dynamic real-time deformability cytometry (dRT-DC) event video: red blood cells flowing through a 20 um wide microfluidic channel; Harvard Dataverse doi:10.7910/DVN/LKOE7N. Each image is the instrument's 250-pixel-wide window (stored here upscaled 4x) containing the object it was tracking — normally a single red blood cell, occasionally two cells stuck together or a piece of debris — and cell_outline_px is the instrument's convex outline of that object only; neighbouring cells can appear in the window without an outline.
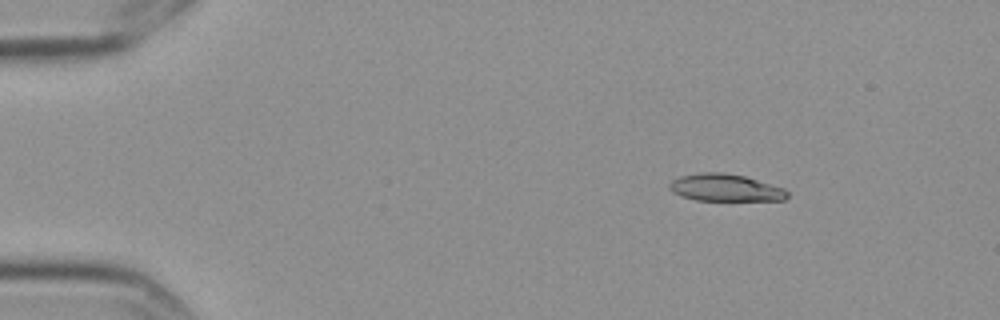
{"species": "Egyptian fruit bat (a non-hibernating species)", "species_latin": "Rousettus aegyptiacus", "temperature_condition": "cold", "stored_images_in_passage": 7, "camera_frame_rate_fps": 3000, "um_per_image_px": 0.085, "frame": {"image": 1, "passage_image": 3, "time_ms": 0.667, "image_size_px": [1000, 320], "cell_outline_px": [[788, 196], [784, 200], [696, 200], [680, 196], [672, 192], [668, 188], [668, 184], [672, 180], [680, 176], [700, 172], [724, 172], [744, 176], [784, 188], [788, 192]], "centroid_in_image_um": [61.61, 15.95], "position_along_channel_um": 23.4, "area_um2": 18.73}}
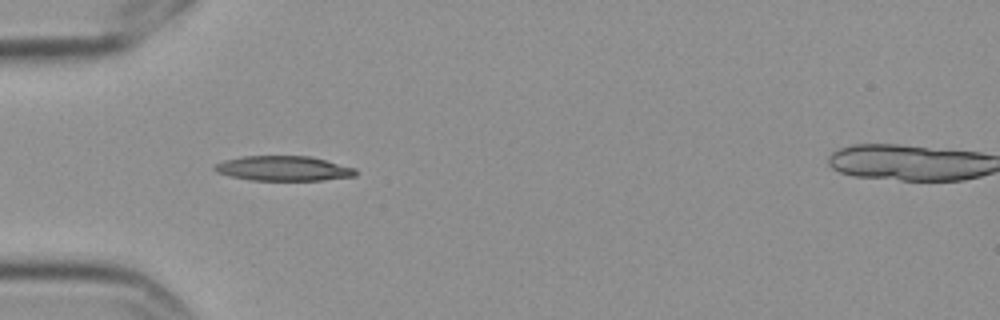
{"frame": {"image": 2, "passage_image": 6, "time_ms": 1.667, "image_size_px": [1000, 320], "cell_outline_px": [[356, 176], [324, 180], [248, 180], [216, 172], [212, 168], [216, 164], [224, 160], [244, 156], [312, 156], [356, 168]], "centroid_in_image_um": [24.11, 14.31], "position_along_channel_um": 60.9, "area_um2": 20.46}}
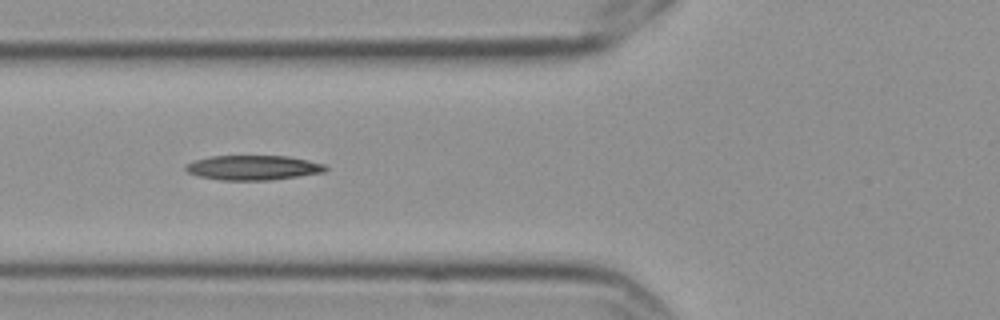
{"frame": {"image": 3, "passage_image": 7, "time_ms": 2.0, "image_size_px": [1000, 320], "cell_outline_px": [[328, 168], [324, 172], [268, 180], [224, 180], [200, 176], [188, 172], [184, 168], [188, 164], [196, 160], [212, 156], [288, 156], [308, 160], [324, 164]], "centroid_in_image_um": [21.54, 14.24], "position_along_channel_um": 104.3, "area_um2": 19.77}}